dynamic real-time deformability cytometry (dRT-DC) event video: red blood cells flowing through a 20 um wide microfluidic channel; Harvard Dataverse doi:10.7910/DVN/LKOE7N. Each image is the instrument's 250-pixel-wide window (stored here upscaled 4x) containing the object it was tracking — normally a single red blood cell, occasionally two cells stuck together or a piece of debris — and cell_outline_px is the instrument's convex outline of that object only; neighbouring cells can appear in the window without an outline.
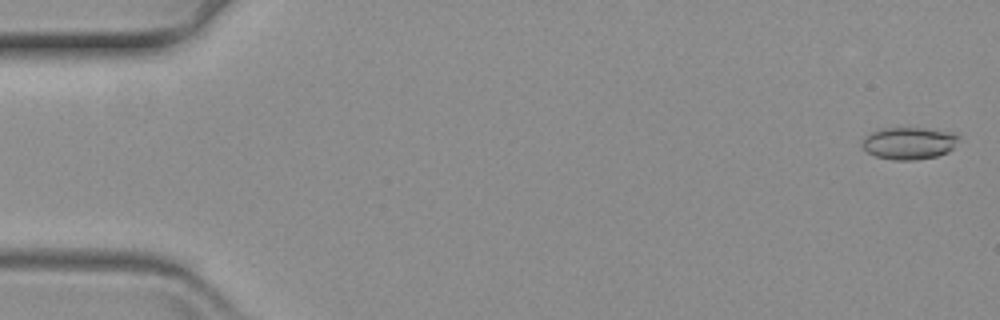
{"species": "common noctule bat (a hibernating species)", "species_latin": "Nyctalus noctula", "temperature_condition": "warm", "stored_images_in_passage": 62, "camera_frame_rate_fps": 3000, "um_per_image_px": 0.085, "animal": {"sex": "female", "body_mass_g": 19.3, "forearm_length_mm": 54.1}, "frame": {"image": 1, "passage_image": 2, "time_ms": 0.333, "image_size_px": [1000, 320], "cell_outline_px": [[960, 136], [952, 148], [948, 152], [936, 156], [916, 160], [892, 160], [876, 156], [868, 152], [860, 144], [864, 136], [880, 128], [924, 128], [956, 132]], "centroid_in_image_um": [77.26, 12.16], "position_along_channel_um": 7.7, "area_um2": 18.26}}
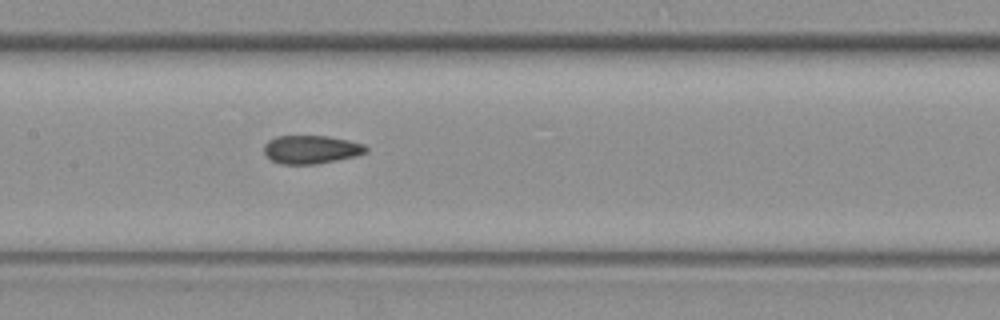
{"frame": {"image": 2, "passage_image": 30, "time_ms": 9.667, "image_size_px": [1000, 320], "cell_outline_px": [[368, 152], [356, 156], [316, 164], [280, 164], [272, 160], [264, 152], [264, 144], [268, 140], [276, 136], [328, 136], [348, 140], [364, 144], [368, 148]], "centroid_in_image_um": [26.46, 12.7], "position_along_channel_um": 180.9, "area_um2": 16.88}}
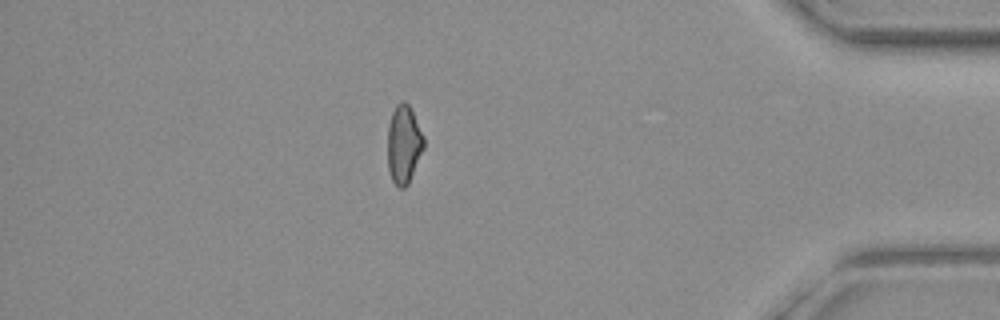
{"frame": {"image": 3, "passage_image": 53, "time_ms": 17.333, "image_size_px": [1000, 320], "cell_outline_px": [[424, 148], [408, 184], [404, 188], [400, 188], [392, 180], [388, 168], [388, 124], [392, 112], [396, 104], [400, 100], [404, 100], [408, 104], [424, 136]], "centroid_in_image_um": [34.31, 12.25], "position_along_channel_um": 400.9, "area_um2": 16.47}}